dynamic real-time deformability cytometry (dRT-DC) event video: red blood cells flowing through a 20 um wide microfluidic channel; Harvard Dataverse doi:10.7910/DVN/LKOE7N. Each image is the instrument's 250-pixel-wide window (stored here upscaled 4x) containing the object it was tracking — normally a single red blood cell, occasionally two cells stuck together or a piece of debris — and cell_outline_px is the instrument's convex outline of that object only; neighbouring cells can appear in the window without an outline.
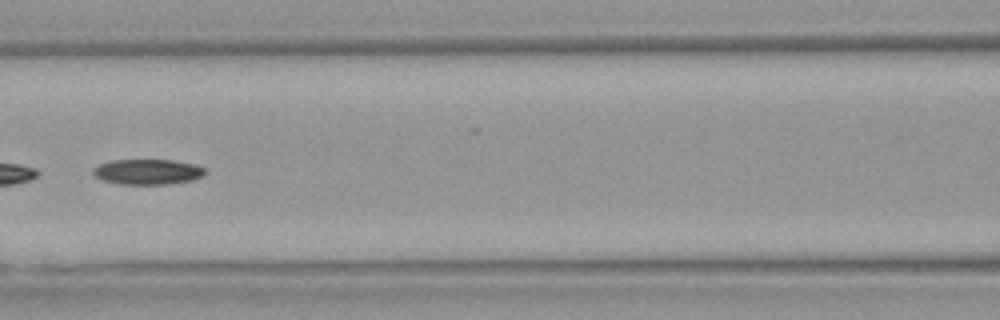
{"species": "Egyptian fruit bat (a non-hibernating species)", "species_latin": "Rousettus aegyptiacus", "temperature_condition": "warm", "stored_images_in_passage": 49, "segment_of_instrument_passage": [2, 2], "camera_frame_rate_fps": 3000, "um_per_image_px": 0.085, "animal": {"sex": "female"}, "frame": {"image": 1, "passage_image": 23, "time_ms": 7.333, "image_size_px": [1000, 320], "cell_outline_px": [[204, 176], [192, 180], [168, 184], [120, 184], [100, 180], [92, 172], [92, 168], [100, 164], [112, 160], [172, 160], [196, 164], [204, 168]], "centroid_in_image_um": [12.53, 14.6], "position_along_channel_um": 154.1, "area_um2": 16.59}}